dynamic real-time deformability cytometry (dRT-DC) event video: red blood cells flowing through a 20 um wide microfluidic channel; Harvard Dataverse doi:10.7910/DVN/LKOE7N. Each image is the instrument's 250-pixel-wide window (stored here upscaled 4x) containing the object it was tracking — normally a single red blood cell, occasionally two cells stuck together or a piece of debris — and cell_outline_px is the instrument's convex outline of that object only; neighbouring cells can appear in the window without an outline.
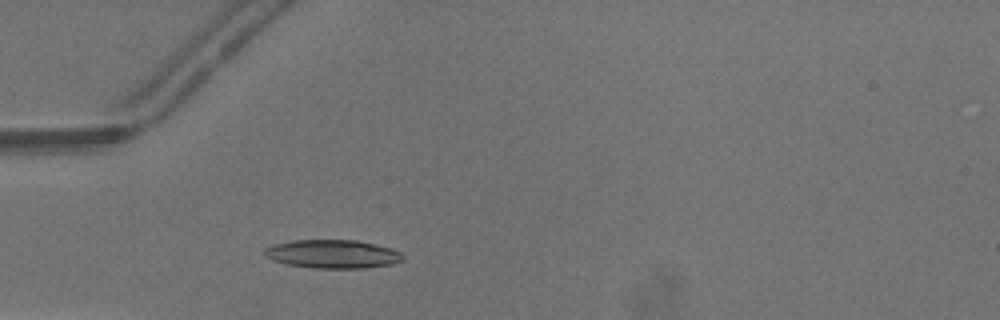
{"species": "common noctule bat (a hibernating species)", "species_latin": "Nyctalus noctula", "temperature_condition": "warm", "stored_images_in_passage": 38, "camera_frame_rate_fps": 3000, "um_per_image_px": 0.085, "animal": {"sex": "male", "body_mass_g": 13.3}, "frame": {"image": 1, "passage_image": 15, "time_ms": 4.667, "image_size_px": [1000, 320], "cell_outline_px": [[404, 260], [392, 264], [364, 268], [316, 268], [288, 264], [272, 260], [264, 256], [264, 248], [276, 244], [292, 240], [356, 240], [376, 244], [392, 248], [400, 252], [404, 256]], "centroid_in_image_um": [28.3, 21.59], "position_along_channel_um": 56.7, "area_um2": 23.0}}
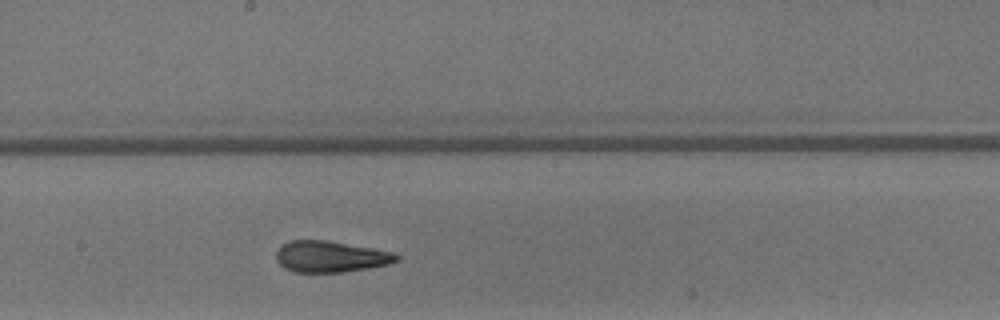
{"frame": {"image": 2, "passage_image": 27, "time_ms": 8.667, "image_size_px": [1000, 320], "cell_outline_px": [[400, 260], [388, 264], [368, 268], [340, 272], [292, 272], [284, 268], [276, 260], [276, 252], [280, 244], [288, 240], [328, 240], [396, 252], [400, 256]], "centroid_in_image_um": [28.09, 21.8], "position_along_channel_um": 220.1, "area_um2": 22.25}}
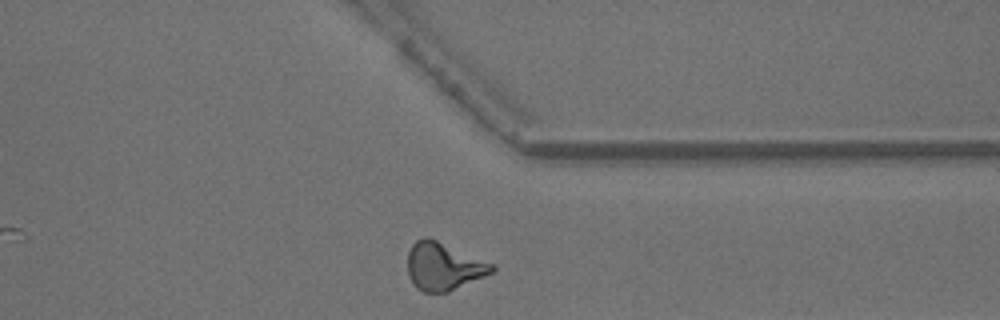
{"frame": {"image": 3, "passage_image": 38, "time_ms": 12.333, "image_size_px": [1000, 320], "cell_outline_px": [[496, 268], [492, 272], [484, 276], [448, 292], [424, 292], [416, 288], [408, 276], [408, 252], [412, 244], [416, 240], [424, 236], [428, 236], [496, 264]], "centroid_in_image_um": [37.7, 22.62], "position_along_channel_um": 373.7, "area_um2": 23.64}, "authors_computed_cell_mechanics": {"area_um2": 22.2819, "velocity_mm_per_s": 4.2606, "shape_relaxation_time_tau1_ms": 5.2533, "shape_relaxation_time_tau2_ms": 1.8106, "deformation_change_tau1": 0.2366, "deformation_change_tau2": 0.117}}